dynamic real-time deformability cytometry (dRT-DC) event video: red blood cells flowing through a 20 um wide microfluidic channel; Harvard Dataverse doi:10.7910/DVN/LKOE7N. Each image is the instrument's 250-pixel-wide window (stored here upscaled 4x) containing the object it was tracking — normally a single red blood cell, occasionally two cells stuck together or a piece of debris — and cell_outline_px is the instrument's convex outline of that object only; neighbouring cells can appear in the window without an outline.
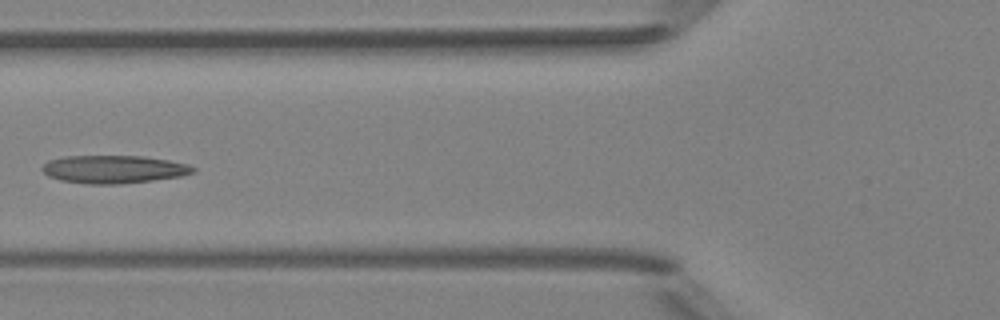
{"species": "Egyptian fruit bat (a non-hibernating species)", "species_latin": "Rousettus aegyptiacus", "temperature_condition": "room temperature", "stored_images_in_passage": 6, "camera_frame_rate_fps": 3000, "um_per_image_px": 0.085, "animal": {"sex": "female"}, "frame": {"image": 1, "passage_image": 5, "time_ms": 5.333, "image_size_px": [1000, 320], "cell_outline_px": [[196, 172], [184, 176], [120, 184], [88, 184], [60, 180], [48, 176], [40, 168], [48, 160], [64, 156], [144, 156], [168, 160], [188, 164], [196, 168]], "centroid_in_image_um": [9.68, 14.39], "position_along_channel_um": 116.1, "area_um2": 24.74}}
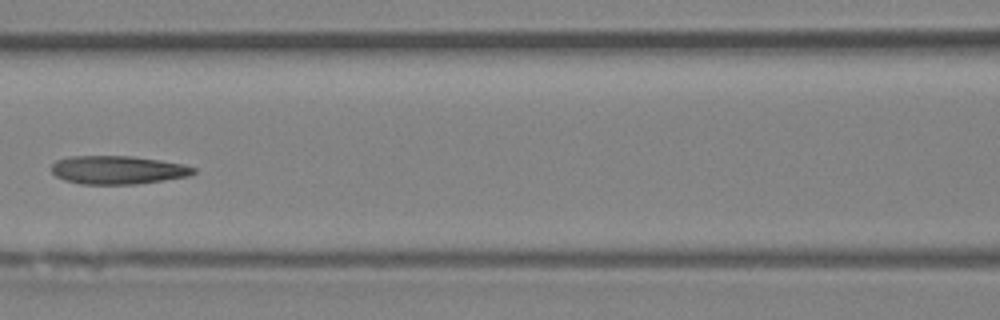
{"frame": {"image": 2, "passage_image": 6, "time_ms": 6.333, "image_size_px": [1000, 320], "cell_outline_px": [[196, 172], [188, 176], [164, 180], [136, 184], [80, 184], [64, 180], [56, 176], [52, 172], [52, 164], [56, 160], [68, 156], [132, 156], [160, 160], [184, 164], [196, 168]], "centroid_in_image_um": [10.0, 14.44], "position_along_channel_um": 156.6, "area_um2": 23.58}}